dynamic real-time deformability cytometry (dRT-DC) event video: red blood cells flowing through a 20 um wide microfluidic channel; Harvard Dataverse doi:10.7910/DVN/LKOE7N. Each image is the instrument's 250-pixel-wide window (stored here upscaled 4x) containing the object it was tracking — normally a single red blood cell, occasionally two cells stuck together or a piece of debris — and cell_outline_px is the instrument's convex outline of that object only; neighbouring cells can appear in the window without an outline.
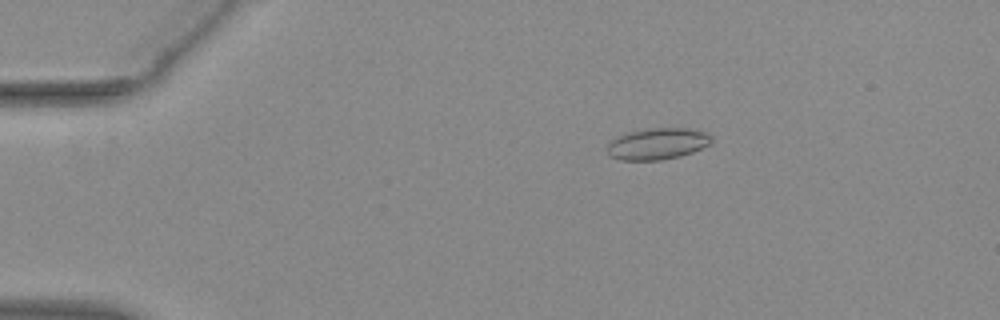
{"species": "common noctule bat (a hibernating species)", "species_latin": "Nyctalus noctula", "temperature_condition": "warm", "stored_images_in_passage": 55, "camera_frame_rate_fps": 3000, "um_per_image_px": 0.085, "animal": {"sex": "female", "body_mass_g": 29.2, "forearm_length_mm": 56.3}, "frame": {"image": 1, "passage_image": 11, "time_ms": 3.333, "image_size_px": [1000, 320], "cell_outline_px": [[712, 144], [692, 152], [680, 156], [660, 160], [620, 160], [612, 156], [608, 152], [608, 144], [612, 140], [620, 136], [632, 132], [648, 128], [688, 128], [704, 132], [712, 136]], "centroid_in_image_um": [55.94, 12.22], "position_along_channel_um": 29.1, "area_um2": 18.9}}
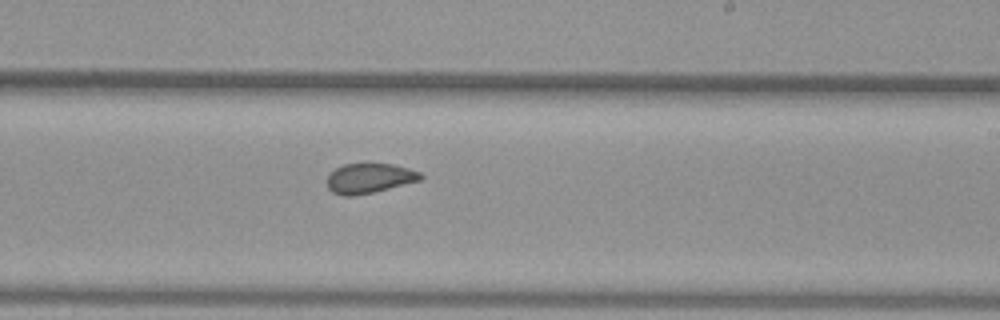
{"frame": {"image": 2, "passage_image": 34, "time_ms": 11.0, "image_size_px": [1000, 320], "cell_outline_px": [[424, 176], [420, 180], [372, 192], [352, 196], [344, 196], [332, 192], [328, 188], [328, 176], [336, 168], [344, 164], [392, 164], [408, 168], [420, 172]], "centroid_in_image_um": [31.39, 15.15], "position_along_channel_um": 257.6, "area_um2": 15.95}}
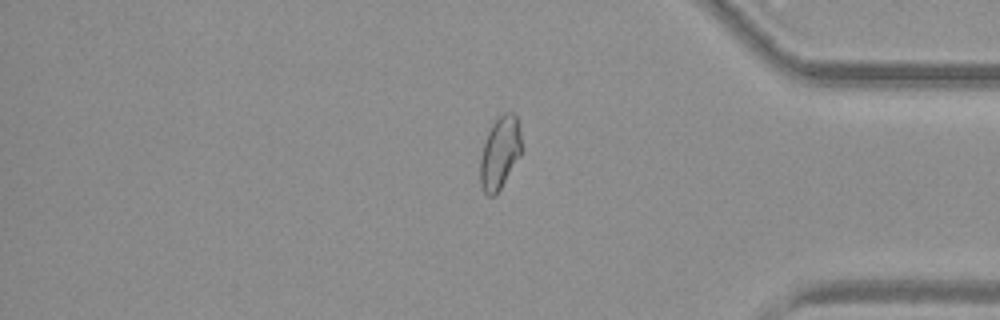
{"frame": {"image": 3, "passage_image": 46, "time_ms": 15.0, "image_size_px": [1000, 320], "cell_outline_px": [[524, 148], [520, 156], [496, 196], [488, 196], [484, 192], [480, 184], [480, 160], [484, 144], [488, 132], [492, 124], [504, 112], [512, 112], [516, 116]], "centroid_in_image_um": [42.51, 13.01], "position_along_channel_um": 392.7, "area_um2": 17.57}, "authors_computed_cell_mechanics": {"area_um2": 17.9758, "velocity_mm_per_s": 3.9061, "shape_relaxation_time_tau1_ms": 7.1284, "shape_relaxation_time_tau2_ms": 0.9273, "deformation_change_tau1": 0.1489, "deformation_change_tau2": 0.0761}}